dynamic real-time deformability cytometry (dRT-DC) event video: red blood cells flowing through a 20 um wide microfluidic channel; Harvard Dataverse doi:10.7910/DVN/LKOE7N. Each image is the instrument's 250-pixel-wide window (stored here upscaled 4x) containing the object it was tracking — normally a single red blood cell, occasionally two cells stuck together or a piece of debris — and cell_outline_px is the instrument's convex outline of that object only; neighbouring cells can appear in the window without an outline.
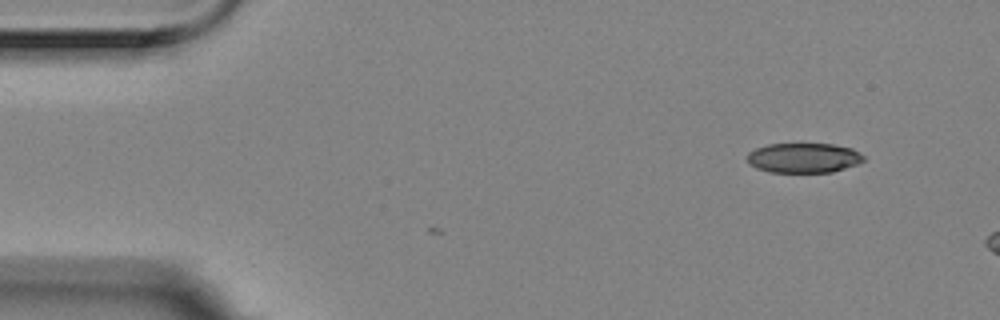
{"species": "Egyptian fruit bat (a non-hibernating species)", "species_latin": "Rousettus aegyptiacus", "temperature_condition": "room temperature", "stored_images_in_passage": 3, "camera_frame_rate_fps": 3000, "um_per_image_px": 0.085, "animal": {"sex": "female"}, "frame": {"image": 1, "passage_image": 1, "time_ms": 0.0, "image_size_px": [1000, 320], "cell_outline_px": [[864, 160], [856, 164], [832, 172], [768, 172], [756, 168], [748, 164], [748, 152], [756, 148], [768, 144], [832, 144], [852, 148], [864, 156]], "centroid_in_image_um": [68.28, 13.42], "position_along_channel_um": 16.7, "area_um2": 20.17}}